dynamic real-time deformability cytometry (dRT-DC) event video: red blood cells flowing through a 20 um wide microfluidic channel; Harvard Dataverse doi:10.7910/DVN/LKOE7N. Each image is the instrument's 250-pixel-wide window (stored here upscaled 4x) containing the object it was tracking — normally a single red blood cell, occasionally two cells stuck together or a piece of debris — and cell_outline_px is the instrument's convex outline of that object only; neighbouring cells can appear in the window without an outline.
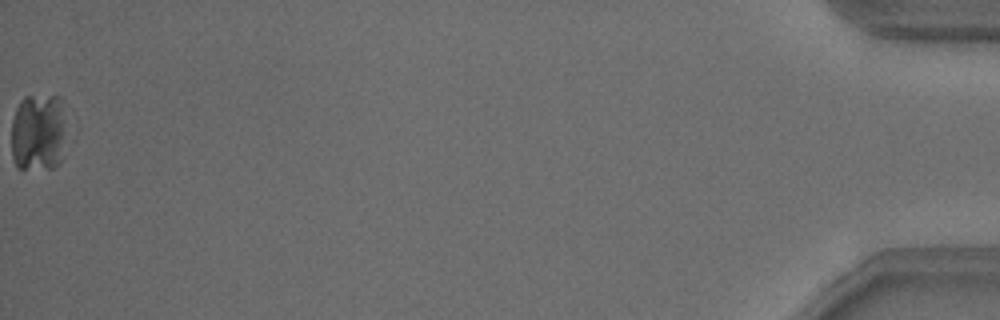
{"species": "common noctule bat (a hibernating species)", "species_latin": "Nyctalus noctula", "temperature_condition": "warm", "stored_images_in_passage": 37, "camera_frame_rate_fps": 3000, "um_per_image_px": 0.085, "animal": {"sex": "male", "body_mass_g": 18.8}, "frame": {"image": 1, "passage_image": 37, "time_ms": 12.0, "image_size_px": [1000, 320], "cell_outline_px": [[60, 164], [52, 168], [16, 168], [12, 156], [12, 120], [16, 108], [20, 100], [24, 96], [60, 96]], "centroid_in_image_um": [3.12, 11.27], "position_along_channel_um": 432.1, "area_um2": 23.87}}